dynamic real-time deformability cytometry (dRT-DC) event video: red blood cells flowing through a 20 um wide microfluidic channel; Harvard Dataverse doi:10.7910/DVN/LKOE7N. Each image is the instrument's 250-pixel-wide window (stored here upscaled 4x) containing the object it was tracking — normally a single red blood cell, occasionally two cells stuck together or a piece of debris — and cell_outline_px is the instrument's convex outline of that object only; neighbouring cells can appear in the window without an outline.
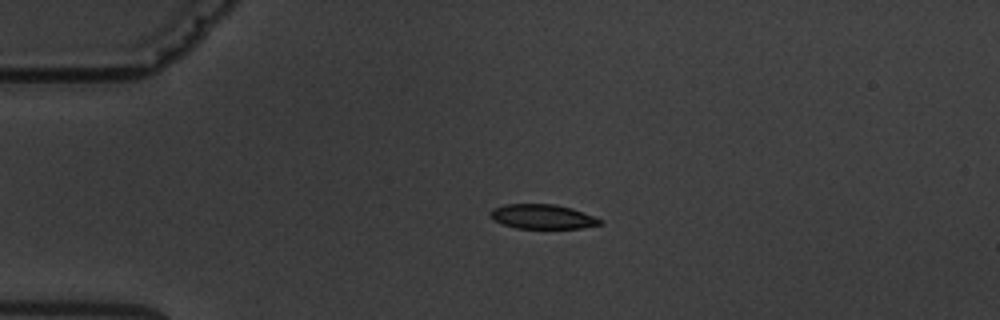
{"species": "common noctule bat (a hibernating species)", "species_latin": "Nyctalus noctula", "temperature_condition": "warm", "stored_images_in_passage": 3, "camera_frame_rate_fps": 3000, "um_per_image_px": 0.085, "animal": {"sex": "male", "body_mass_g": 19.5, "forearm_length_mm": 54.6}, "frame": {"image": 1, "passage_image": 2, "time_ms": 2.333, "image_size_px": [1000, 320], "cell_outline_px": [[604, 220], [600, 224], [580, 228], [516, 228], [504, 224], [496, 220], [488, 212], [492, 208], [504, 204], [556, 204], [572, 208]], "centroid_in_image_um": [46.12, 18.4], "position_along_channel_um": 38.9, "area_um2": 15.55}}